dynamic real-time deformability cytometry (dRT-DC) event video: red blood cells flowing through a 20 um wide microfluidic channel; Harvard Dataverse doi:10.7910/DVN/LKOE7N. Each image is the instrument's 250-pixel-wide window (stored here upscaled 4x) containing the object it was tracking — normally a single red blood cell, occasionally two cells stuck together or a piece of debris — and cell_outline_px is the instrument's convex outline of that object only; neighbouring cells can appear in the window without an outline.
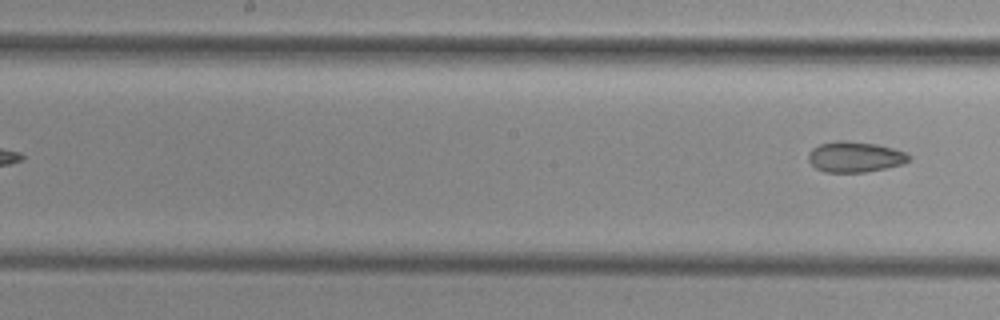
{"species": "common noctule bat (a hibernating species)", "species_latin": "Nyctalus noctula", "temperature_condition": "cold", "stored_images_in_passage": 9, "segment_of_instrument_passage": [2, 2], "camera_frame_rate_fps": 3000, "um_per_image_px": 0.085, "animal": {"sex": "female", "body_mass_g": 29.2, "forearm_length_mm": 56.3}, "frame": {"image": 1, "passage_image": 9, "time_ms": 9.333, "image_size_px": [1000, 320], "cell_outline_px": [[912, 160], [904, 164], [864, 172], [824, 172], [816, 168], [808, 160], [808, 152], [812, 148], [820, 144], [836, 140], [844, 140], [876, 144], [892, 148], [904, 152], [912, 156]], "centroid_in_image_um": [72.68, 13.33], "position_along_channel_um": 175.5, "area_um2": 18.03}}